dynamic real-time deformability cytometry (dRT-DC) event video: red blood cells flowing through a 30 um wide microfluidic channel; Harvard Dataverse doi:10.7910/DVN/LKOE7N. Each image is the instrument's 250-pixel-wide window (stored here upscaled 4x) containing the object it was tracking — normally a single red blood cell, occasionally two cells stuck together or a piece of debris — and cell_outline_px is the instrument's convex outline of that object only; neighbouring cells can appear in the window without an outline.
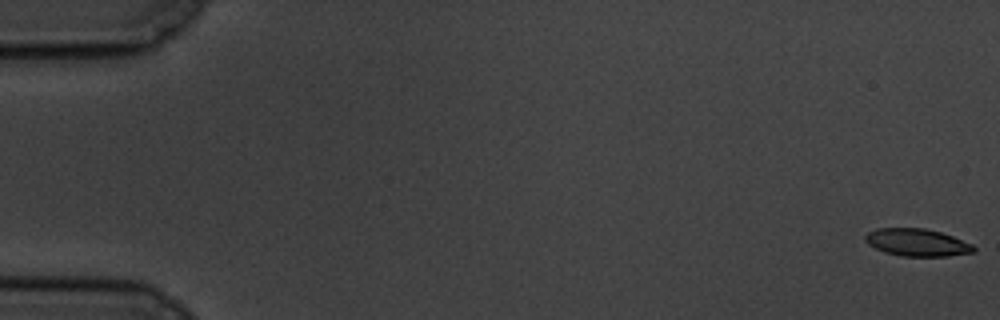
{"species": "common noctule bat (a hibernating species)", "species_latin": "Nyctalus noctula", "temperature_condition": "cold", "stored_images_in_passage": 59, "camera_frame_rate_fps": 3000, "um_per_image_px": 0.085, "animal": {"sex": "male", "body_mass_g": 19.5, "forearm_length_mm": 54.6}, "frame": {"image": 1, "passage_image": 1, "time_ms": 0.0, "image_size_px": [1000, 320], "cell_outline_px": [[976, 252], [948, 256], [900, 256], [884, 252], [868, 244], [864, 240], [864, 236], [868, 232], [876, 228], [924, 228], [940, 232], [952, 236], [972, 244], [976, 248]], "centroid_in_image_um": [77.94, 20.61], "position_along_channel_um": 7.1, "area_um2": 17.4}}
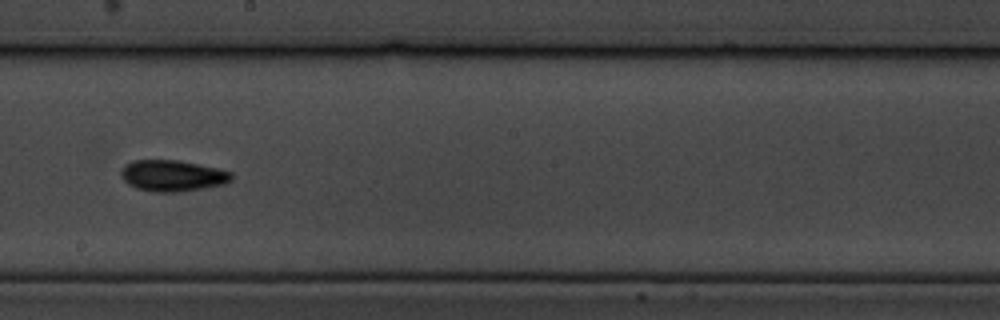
{"frame": {"image": 2, "passage_image": 34, "time_ms": 11.0, "image_size_px": [1000, 320], "cell_outline_px": [[232, 180], [224, 184], [204, 188], [180, 192], [152, 192], [136, 188], [128, 184], [120, 176], [120, 172], [124, 164], [132, 160], [180, 160], [216, 168], [232, 172]], "centroid_in_image_um": [14.63, 14.93], "position_along_channel_um": 233.6, "area_um2": 20.29}}
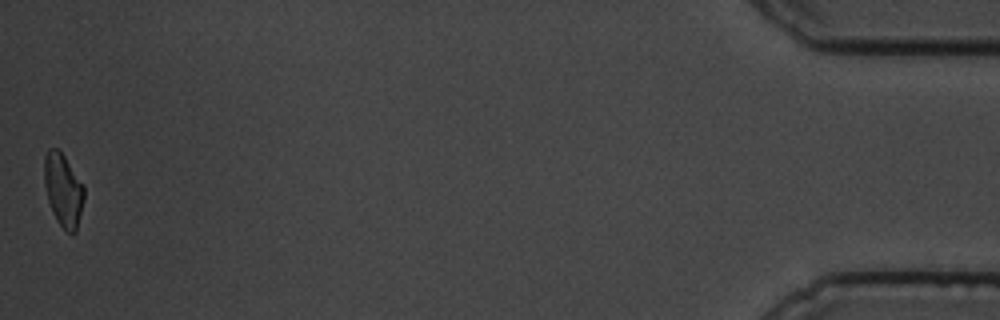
{"frame": {"image": 3, "passage_image": 59, "time_ms": 19.333, "image_size_px": [1000, 320], "cell_outline_px": [[84, 200], [76, 232], [68, 232], [56, 220], [52, 212], [48, 200], [44, 184], [44, 156], [48, 148], [56, 148], [64, 156], [84, 184]], "centroid_in_image_um": [5.37, 16.13], "position_along_channel_um": 429.8, "area_um2": 16.94}, "authors_computed_cell_mechanics": {"area_um2": 18.0914, "velocity_mm_per_s": 3.4359, "shape_relaxation_time_tau1_ms": 2.903, "shape_relaxation_time_tau2_ms": null, "deformation_change_tau1": 0.1226, "deformation_change_tau2": null}}